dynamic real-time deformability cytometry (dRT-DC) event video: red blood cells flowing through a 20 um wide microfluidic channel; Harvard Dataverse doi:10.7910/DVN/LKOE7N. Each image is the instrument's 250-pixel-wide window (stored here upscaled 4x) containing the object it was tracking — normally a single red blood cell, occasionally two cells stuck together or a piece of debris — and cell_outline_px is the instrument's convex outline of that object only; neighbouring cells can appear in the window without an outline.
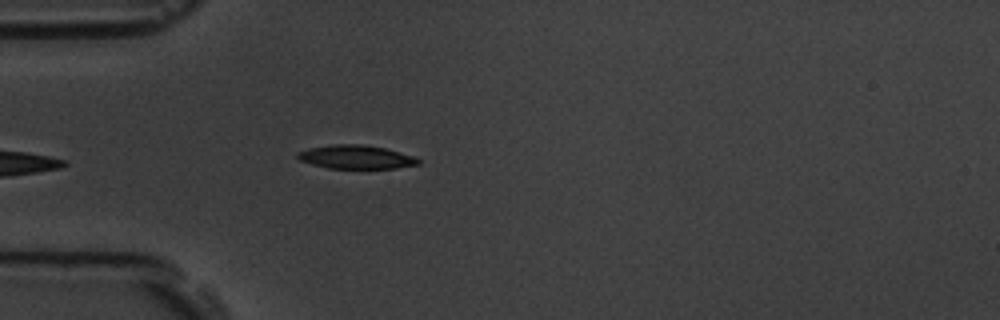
{"species": "common noctule bat (a hibernating species)", "species_latin": "Nyctalus noctula", "temperature_condition": "room temperature", "stored_images_in_passage": 6, "camera_frame_rate_fps": 3000, "um_per_image_px": 0.085, "animal": {"sex": "male", "body_mass_g": 19.5, "forearm_length_mm": 54.6}, "frame": {"image": 1, "passage_image": 6, "time_ms": 5.667, "image_size_px": [1000, 320], "cell_outline_px": [[420, 164], [396, 168], [328, 168], [312, 164], [300, 160], [296, 156], [296, 152], [308, 148], [332, 144], [364, 144], [384, 148], [400, 152], [412, 156], [420, 160]], "centroid_in_image_um": [30.23, 13.34], "position_along_channel_um": 54.8, "area_um2": 16.59}}